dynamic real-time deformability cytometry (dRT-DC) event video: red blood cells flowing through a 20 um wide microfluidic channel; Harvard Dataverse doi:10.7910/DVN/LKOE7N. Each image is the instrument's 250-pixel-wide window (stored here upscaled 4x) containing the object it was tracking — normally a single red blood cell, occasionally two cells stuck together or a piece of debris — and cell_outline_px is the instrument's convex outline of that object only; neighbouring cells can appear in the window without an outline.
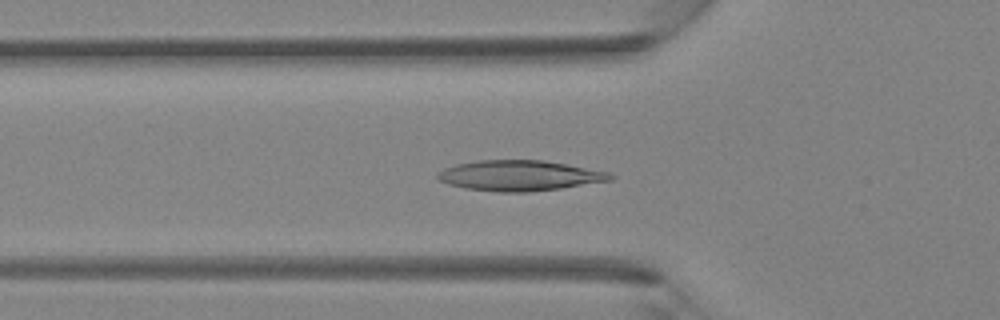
{"species": "Egyptian fruit bat (a non-hibernating species)", "species_latin": "Rousettus aegyptiacus", "temperature_condition": "room temperature", "stored_images_in_passage": 44, "camera_frame_rate_fps": 3000, "um_per_image_px": 0.085, "animal": {"sex": "female"}, "frame": {"image": 1, "passage_image": 15, "time_ms": 4.667, "image_size_px": [1000, 320], "cell_outline_px": [[616, 176], [612, 180], [560, 188], [528, 192], [500, 192], [464, 188], [448, 184], [440, 180], [436, 176], [436, 172], [444, 168], [456, 164], [476, 160], [544, 160], [608, 172]], "centroid_in_image_um": [44.12, 14.92], "position_along_channel_um": 81.7, "area_um2": 30.58}}
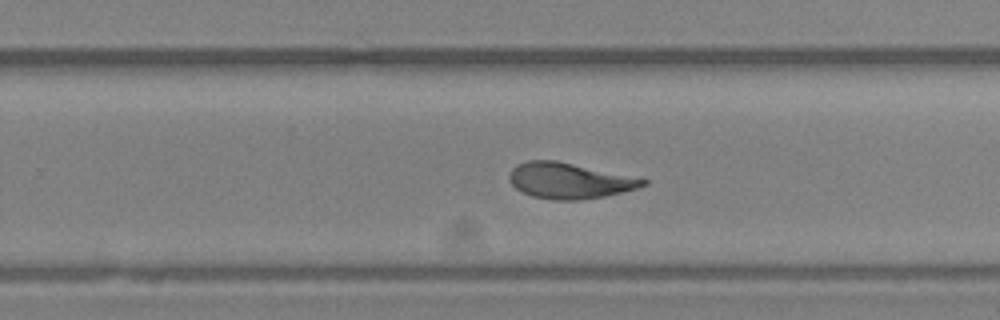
{"frame": {"image": 2, "passage_image": 28, "time_ms": 9.0, "image_size_px": [1000, 320], "cell_outline_px": [[648, 184], [636, 188], [604, 196], [580, 200], [552, 200], [532, 196], [516, 188], [508, 180], [508, 176], [512, 168], [516, 164], [528, 160], [556, 160], [644, 176], [648, 180]], "centroid_in_image_um": [48.48, 15.33], "position_along_channel_um": 281.3, "area_um2": 28.61}}
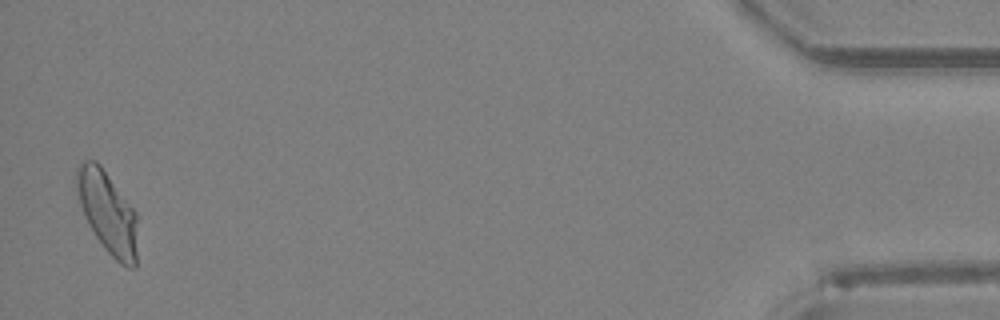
{"frame": {"image": 3, "passage_image": 43, "time_ms": 14.0, "image_size_px": [1000, 320], "cell_outline_px": [[136, 268], [128, 268], [120, 264], [104, 248], [88, 224], [84, 216], [80, 204], [76, 188], [76, 168], [84, 160], [96, 160], [100, 164], [136, 212]], "centroid_in_image_um": [9.13, 18.05], "position_along_channel_um": 426.1, "area_um2": 28.9}}